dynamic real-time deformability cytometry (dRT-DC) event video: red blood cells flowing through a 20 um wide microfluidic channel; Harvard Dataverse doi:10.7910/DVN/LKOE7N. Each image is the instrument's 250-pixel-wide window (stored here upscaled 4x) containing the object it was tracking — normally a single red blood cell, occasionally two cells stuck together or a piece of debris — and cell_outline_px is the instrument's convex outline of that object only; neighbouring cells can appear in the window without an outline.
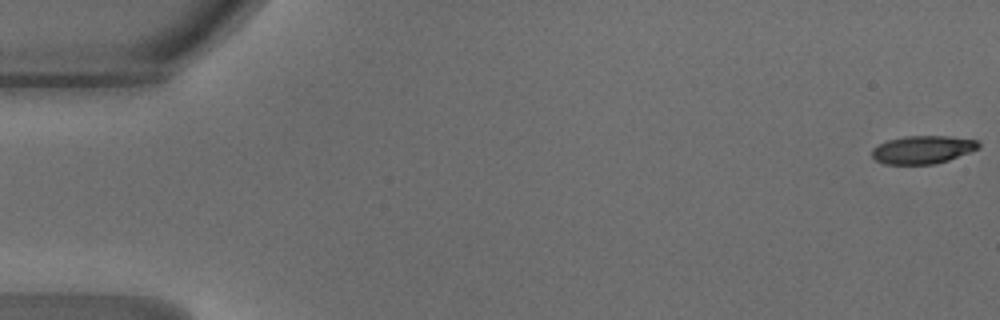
{"species": "common noctule bat (a hibernating species)", "species_latin": "Nyctalus noctula", "temperature_condition": "warm", "stored_images_in_passage": 16, "camera_frame_rate_fps": 3000, "um_per_image_px": 0.085, "animal": {"sex": "male", "body_mass_g": 18.8}, "frame": {"image": 1, "passage_image": 1, "time_ms": 0.0, "image_size_px": [1000, 320], "cell_outline_px": [[980, 148], [948, 160], [936, 164], [884, 164], [876, 160], [872, 156], [872, 148], [888, 140], [904, 136], [948, 136], [976, 140], [980, 144]], "centroid_in_image_um": [78.43, 12.72], "position_along_channel_um": 6.6, "area_um2": 17.34}}
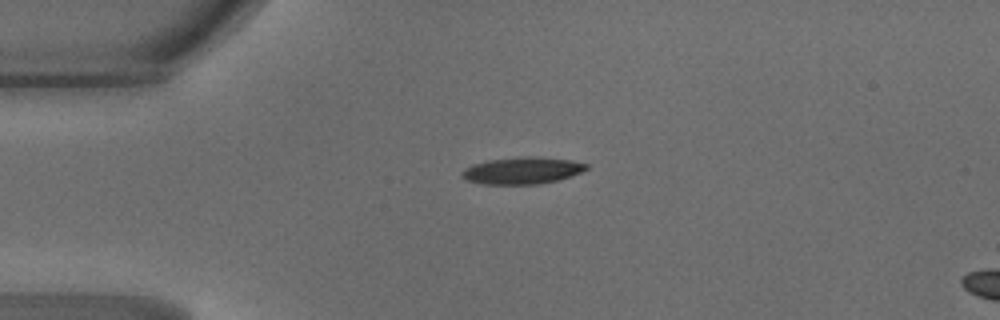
{"frame": {"image": 2, "passage_image": 12, "time_ms": 3.667, "image_size_px": [1000, 320], "cell_outline_px": [[588, 168], [572, 176], [560, 180], [536, 184], [484, 184], [468, 180], [460, 176], [460, 172], [464, 168], [472, 164], [488, 160], [520, 156], [536, 156], [572, 160], [588, 164]], "centroid_in_image_um": [44.39, 14.48], "position_along_channel_um": 40.6, "area_um2": 19.71}}